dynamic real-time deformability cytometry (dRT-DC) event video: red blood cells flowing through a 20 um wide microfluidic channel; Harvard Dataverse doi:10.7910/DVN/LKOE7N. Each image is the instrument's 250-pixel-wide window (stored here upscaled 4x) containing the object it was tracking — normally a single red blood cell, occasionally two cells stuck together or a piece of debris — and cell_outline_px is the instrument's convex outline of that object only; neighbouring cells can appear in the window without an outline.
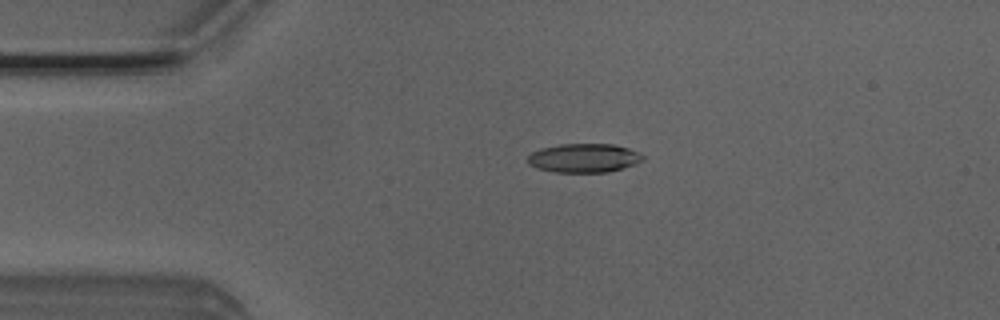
{"species": "Egyptian fruit bat (a non-hibernating species)", "species_latin": "Rousettus aegyptiacus", "temperature_condition": "room temperature", "stored_images_in_passage": 51, "camera_frame_rate_fps": 3000, "um_per_image_px": 0.085, "animal": {"sex": "male"}, "frame": {"image": 1, "passage_image": 11, "time_ms": 3.333, "image_size_px": [1000, 320], "cell_outline_px": [[644, 160], [636, 164], [608, 172], [552, 172], [536, 168], [528, 164], [528, 156], [532, 152], [540, 148], [560, 144], [612, 144], [628, 148], [644, 156]], "centroid_in_image_um": [49.61, 13.43], "position_along_channel_um": 35.4, "area_um2": 19.42}}
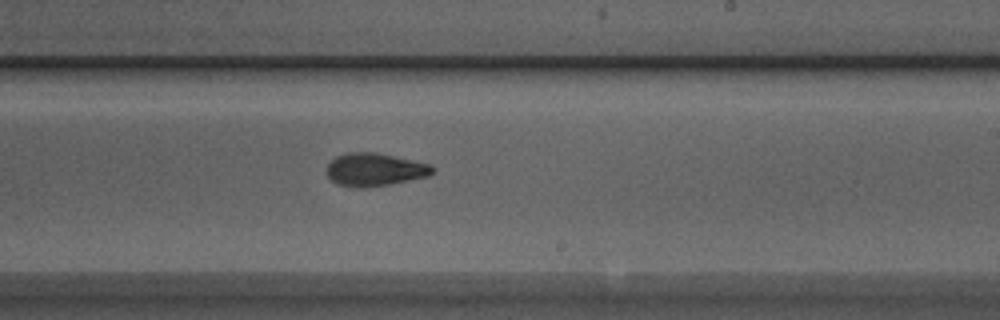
{"frame": {"image": 2, "passage_image": 30, "time_ms": 9.667, "image_size_px": [1000, 320], "cell_outline_px": [[436, 168], [428, 176], [388, 184], [364, 188], [356, 188], [336, 184], [328, 176], [328, 164], [336, 156], [348, 152], [376, 152], [428, 164]], "centroid_in_image_um": [31.82, 14.42], "position_along_channel_um": 257.2, "area_um2": 20.06}}
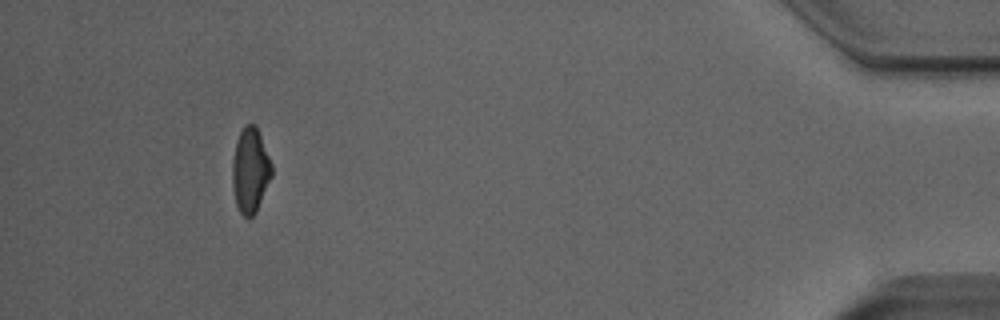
{"frame": {"image": 3, "passage_image": 47, "time_ms": 15.333, "image_size_px": [1000, 320], "cell_outline_px": [[272, 176], [256, 212], [248, 220], [240, 212], [236, 204], [232, 184], [232, 160], [236, 140], [244, 124], [256, 124], [272, 164]], "centroid_in_image_um": [21.27, 14.47], "position_along_channel_um": 413.9, "area_um2": 19.65}, "authors_computed_cell_mechanics": {"area_um2": 20.0566, "velocity_mm_per_s": 4.0293, "shape_relaxation_time_tau1_ms": 3.5738, "shape_relaxation_time_tau2_ms": 2.4498, "deformation_change_tau1": 0.1732, "deformation_change_tau2": 0.096}}